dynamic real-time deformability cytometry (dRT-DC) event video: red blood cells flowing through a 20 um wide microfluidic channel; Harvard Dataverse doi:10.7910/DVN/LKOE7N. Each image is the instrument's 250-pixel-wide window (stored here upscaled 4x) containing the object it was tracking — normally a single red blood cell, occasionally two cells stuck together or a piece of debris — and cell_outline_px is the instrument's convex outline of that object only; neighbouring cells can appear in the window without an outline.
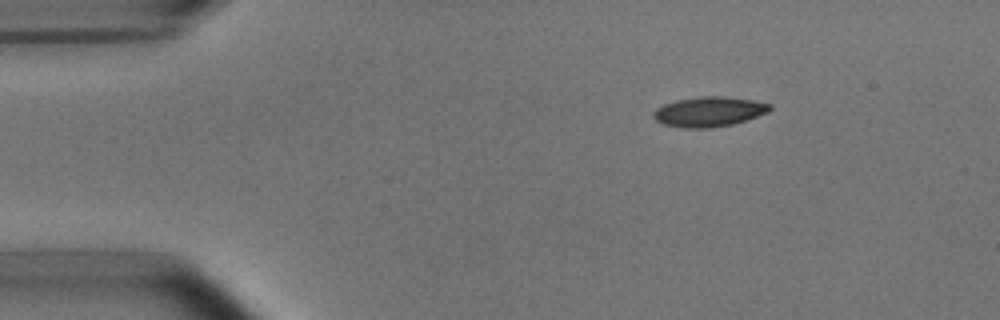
{"species": "common noctule bat (a hibernating species)", "species_latin": "Nyctalus noctula", "temperature_condition": "room temperature", "stored_images_in_passage": 5, "camera_frame_rate_fps": 3000, "um_per_image_px": 0.085, "animal": {"sex": "male", "body_mass_g": 15.6}, "frame": {"image": 1, "passage_image": 5, "time_ms": 5.667, "image_size_px": [1000, 320], "cell_outline_px": [[772, 108], [768, 112], [732, 124], [712, 128], [680, 128], [664, 124], [656, 120], [652, 116], [652, 112], [656, 108], [664, 104], [676, 100], [700, 96], [724, 96], [752, 100], [772, 104]], "centroid_in_image_um": [60.23, 9.49], "position_along_channel_um": 24.8, "area_um2": 20.35}}